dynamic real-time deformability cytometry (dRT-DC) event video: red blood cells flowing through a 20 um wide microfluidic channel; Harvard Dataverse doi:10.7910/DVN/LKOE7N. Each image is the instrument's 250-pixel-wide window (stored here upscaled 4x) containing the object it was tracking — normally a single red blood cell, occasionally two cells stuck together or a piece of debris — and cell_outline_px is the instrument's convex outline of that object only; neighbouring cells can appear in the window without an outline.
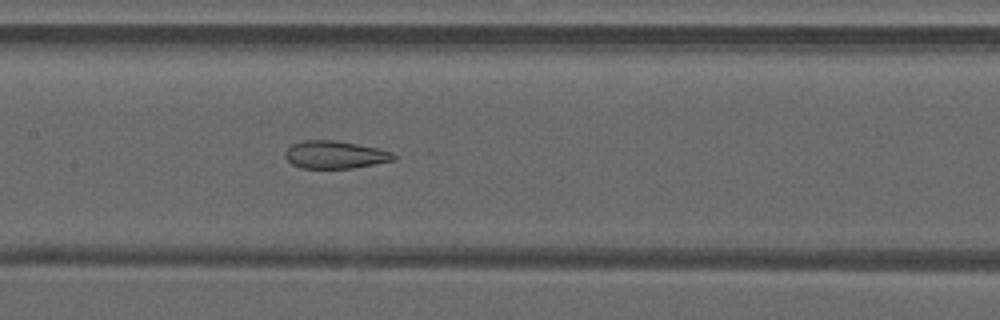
{"species": "common noctule bat (a hibernating species)", "species_latin": "Nyctalus noctula", "temperature_condition": "warm", "stored_images_in_passage": 50, "camera_frame_rate_fps": 3000, "um_per_image_px": 0.085, "animal": {"sex": "male", "forearm_length_mm": 52.5}, "frame": {"image": 1, "passage_image": 24, "time_ms": 7.667, "image_size_px": [1000, 320], "cell_outline_px": [[396, 160], [352, 168], [300, 168], [292, 164], [284, 156], [284, 152], [292, 144], [304, 140], [336, 140], [380, 148], [392, 152], [396, 156]], "centroid_in_image_um": [28.49, 13.14], "position_along_channel_um": 178.9, "area_um2": 17.63}}
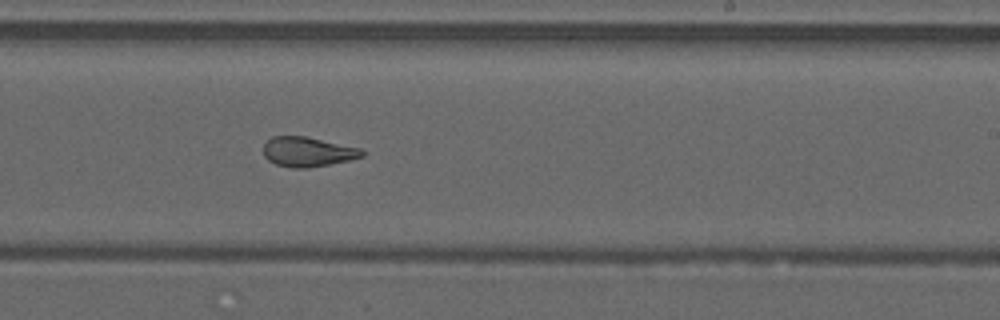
{"frame": {"image": 2, "passage_image": 30, "time_ms": 9.667, "image_size_px": [1000, 320], "cell_outline_px": [[364, 156], [348, 160], [308, 168], [292, 168], [276, 164], [268, 160], [264, 156], [264, 144], [272, 136], [308, 136], [360, 148], [364, 152]], "centroid_in_image_um": [26.14, 12.89], "position_along_channel_um": 262.9, "area_um2": 17.05}}
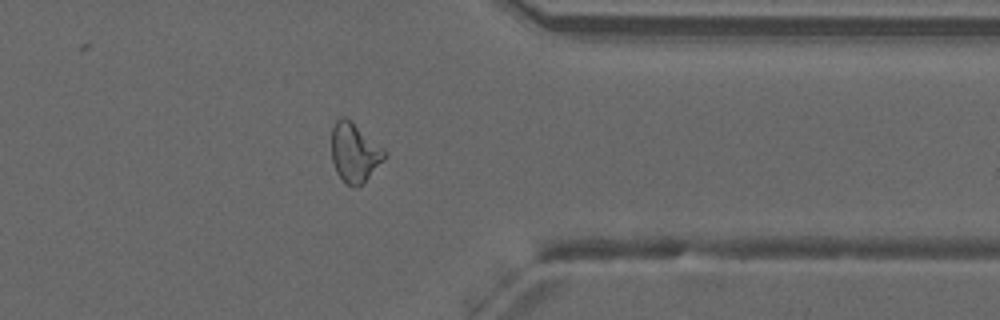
{"frame": {"image": 3, "passage_image": 39, "time_ms": 12.667, "image_size_px": [1000, 320], "cell_outline_px": [[388, 156], [360, 184], [344, 184], [336, 172], [332, 160], [332, 128], [336, 120], [340, 116], [344, 116], [380, 148]], "centroid_in_image_um": [30.07, 12.98], "position_along_channel_um": 381.3, "area_um2": 17.28}, "authors_computed_cell_mechanics": {"area_um2": 20.3456, "velocity_mm_per_s": 4.207, "shape_relaxation_time_tau1_ms": null, "shape_relaxation_time_tau2_ms": 1.4267, "deformation_change_tau1": null, "deformation_change_tau2": 0.093}}